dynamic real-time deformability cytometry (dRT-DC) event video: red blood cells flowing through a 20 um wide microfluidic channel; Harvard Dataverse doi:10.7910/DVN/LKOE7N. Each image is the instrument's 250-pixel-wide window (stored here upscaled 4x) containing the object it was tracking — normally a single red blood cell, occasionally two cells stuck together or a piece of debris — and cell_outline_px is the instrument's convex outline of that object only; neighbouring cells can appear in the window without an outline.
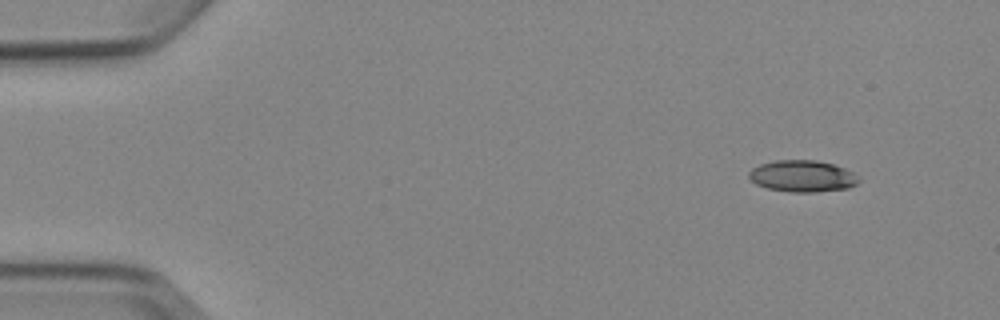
{"species": "Egyptian fruit bat (a non-hibernating species)", "species_latin": "Rousettus aegyptiacus", "temperature_condition": "cold", "stored_images_in_passage": 4, "camera_frame_rate_fps": 3000, "um_per_image_px": 0.085, "animal": {"sex": "female"}, "frame": {"image": 1, "passage_image": 1, "time_ms": 0.0, "image_size_px": [1000, 320], "cell_outline_px": [[860, 180], [856, 184], [848, 188], [816, 192], [792, 192], [768, 188], [756, 184], [748, 176], [748, 172], [752, 168], [760, 164], [776, 160], [816, 160], [832, 164], [844, 168], [852, 172]], "centroid_in_image_um": [68.19, 14.97], "position_along_channel_um": 16.8, "area_um2": 20.11}}
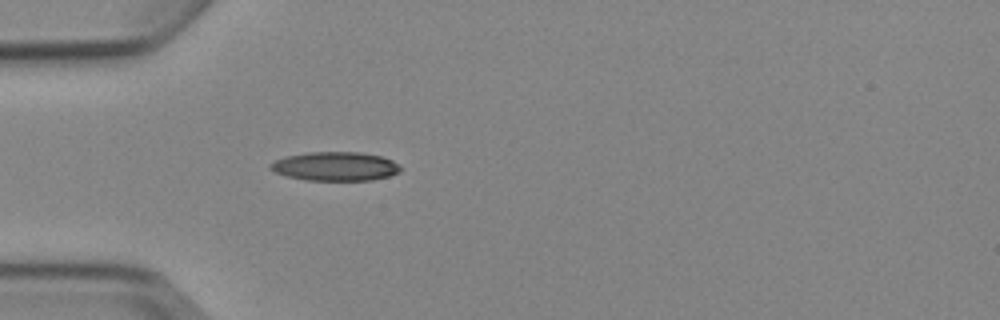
{"frame": {"image": 2, "passage_image": 4, "time_ms": 3.667, "image_size_px": [1000, 320], "cell_outline_px": [[400, 172], [388, 176], [372, 180], [308, 180], [288, 176], [276, 172], [268, 168], [268, 164], [284, 156], [308, 152], [360, 152], [380, 156], [392, 160], [400, 164]], "centroid_in_image_um": [28.49, 14.13], "position_along_channel_um": 56.5, "area_um2": 21.91}}